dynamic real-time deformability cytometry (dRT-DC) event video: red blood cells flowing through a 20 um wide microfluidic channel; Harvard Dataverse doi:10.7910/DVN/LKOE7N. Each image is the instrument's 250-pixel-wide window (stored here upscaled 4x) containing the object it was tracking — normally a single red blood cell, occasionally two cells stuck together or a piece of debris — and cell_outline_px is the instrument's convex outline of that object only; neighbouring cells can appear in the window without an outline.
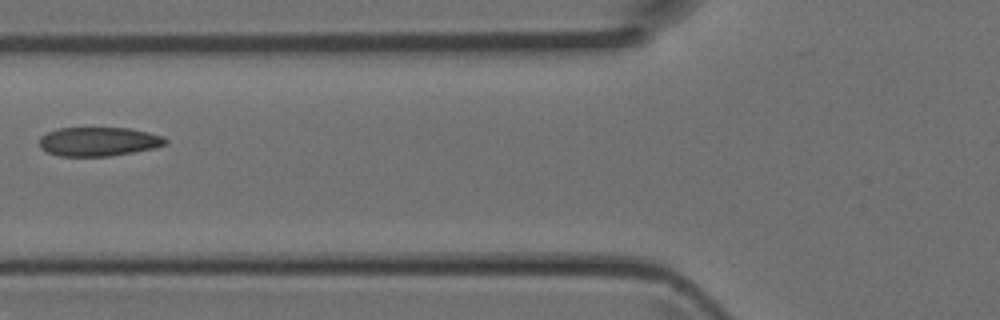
{"species": "Egyptian fruit bat (a non-hibernating species)", "species_latin": "Rousettus aegyptiacus", "temperature_condition": "room temperature", "stored_images_in_passage": 5, "camera_frame_rate_fps": 3000, "um_per_image_px": 0.085, "animal": {"sex": "female"}, "frame": {"image": 1, "passage_image": 5, "time_ms": 1.333, "image_size_px": [1000, 320], "cell_outline_px": [[168, 144], [152, 148], [132, 152], [108, 156], [60, 156], [48, 152], [40, 148], [40, 136], [48, 132], [60, 128], [128, 128], [148, 132], [164, 136], [168, 140]], "centroid_in_image_um": [8.39, 12.03], "position_along_channel_um": 117.4, "area_um2": 21.21}}